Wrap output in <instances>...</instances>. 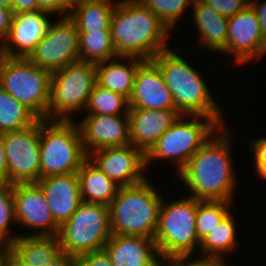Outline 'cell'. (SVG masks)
I'll return each instance as SVG.
<instances>
[{"instance_id": "cell-43", "label": "cell", "mask_w": 266, "mask_h": 266, "mask_svg": "<svg viewBox=\"0 0 266 266\" xmlns=\"http://www.w3.org/2000/svg\"><path fill=\"white\" fill-rule=\"evenodd\" d=\"M47 266H76V258L66 254L65 252H61Z\"/></svg>"}, {"instance_id": "cell-21", "label": "cell", "mask_w": 266, "mask_h": 266, "mask_svg": "<svg viewBox=\"0 0 266 266\" xmlns=\"http://www.w3.org/2000/svg\"><path fill=\"white\" fill-rule=\"evenodd\" d=\"M130 144L146 154L181 115L177 110L129 109Z\"/></svg>"}, {"instance_id": "cell-18", "label": "cell", "mask_w": 266, "mask_h": 266, "mask_svg": "<svg viewBox=\"0 0 266 266\" xmlns=\"http://www.w3.org/2000/svg\"><path fill=\"white\" fill-rule=\"evenodd\" d=\"M129 106L130 109L176 110L172 93L166 86L161 70L153 60H144L139 65L129 98Z\"/></svg>"}, {"instance_id": "cell-7", "label": "cell", "mask_w": 266, "mask_h": 266, "mask_svg": "<svg viewBox=\"0 0 266 266\" xmlns=\"http://www.w3.org/2000/svg\"><path fill=\"white\" fill-rule=\"evenodd\" d=\"M51 76L28 58L0 55V86L40 120H48Z\"/></svg>"}, {"instance_id": "cell-4", "label": "cell", "mask_w": 266, "mask_h": 266, "mask_svg": "<svg viewBox=\"0 0 266 266\" xmlns=\"http://www.w3.org/2000/svg\"><path fill=\"white\" fill-rule=\"evenodd\" d=\"M147 177L143 182L119 187L109 205L112 233L154 238L162 195Z\"/></svg>"}, {"instance_id": "cell-14", "label": "cell", "mask_w": 266, "mask_h": 266, "mask_svg": "<svg viewBox=\"0 0 266 266\" xmlns=\"http://www.w3.org/2000/svg\"><path fill=\"white\" fill-rule=\"evenodd\" d=\"M16 223L31 234L19 236H58L60 227L55 223L46 196L37 183L13 185ZM32 230L34 231L32 233Z\"/></svg>"}, {"instance_id": "cell-19", "label": "cell", "mask_w": 266, "mask_h": 266, "mask_svg": "<svg viewBox=\"0 0 266 266\" xmlns=\"http://www.w3.org/2000/svg\"><path fill=\"white\" fill-rule=\"evenodd\" d=\"M36 183L46 196L55 223L61 227L82 202L78 173L43 177Z\"/></svg>"}, {"instance_id": "cell-38", "label": "cell", "mask_w": 266, "mask_h": 266, "mask_svg": "<svg viewBox=\"0 0 266 266\" xmlns=\"http://www.w3.org/2000/svg\"><path fill=\"white\" fill-rule=\"evenodd\" d=\"M14 13L0 4V44L8 36Z\"/></svg>"}, {"instance_id": "cell-9", "label": "cell", "mask_w": 266, "mask_h": 266, "mask_svg": "<svg viewBox=\"0 0 266 266\" xmlns=\"http://www.w3.org/2000/svg\"><path fill=\"white\" fill-rule=\"evenodd\" d=\"M96 84L92 62L78 60L52 72L48 120H74L73 112L85 110Z\"/></svg>"}, {"instance_id": "cell-26", "label": "cell", "mask_w": 266, "mask_h": 266, "mask_svg": "<svg viewBox=\"0 0 266 266\" xmlns=\"http://www.w3.org/2000/svg\"><path fill=\"white\" fill-rule=\"evenodd\" d=\"M77 173L81 200L88 203H100L109 206L116 196L119 186L110 180L88 158L82 163Z\"/></svg>"}, {"instance_id": "cell-41", "label": "cell", "mask_w": 266, "mask_h": 266, "mask_svg": "<svg viewBox=\"0 0 266 266\" xmlns=\"http://www.w3.org/2000/svg\"><path fill=\"white\" fill-rule=\"evenodd\" d=\"M11 10L15 14L36 12L39 9L37 0H12Z\"/></svg>"}, {"instance_id": "cell-42", "label": "cell", "mask_w": 266, "mask_h": 266, "mask_svg": "<svg viewBox=\"0 0 266 266\" xmlns=\"http://www.w3.org/2000/svg\"><path fill=\"white\" fill-rule=\"evenodd\" d=\"M0 184H9V173L2 133H0Z\"/></svg>"}, {"instance_id": "cell-46", "label": "cell", "mask_w": 266, "mask_h": 266, "mask_svg": "<svg viewBox=\"0 0 266 266\" xmlns=\"http://www.w3.org/2000/svg\"><path fill=\"white\" fill-rule=\"evenodd\" d=\"M9 250V245L6 244H0V266H3L4 259Z\"/></svg>"}, {"instance_id": "cell-29", "label": "cell", "mask_w": 266, "mask_h": 266, "mask_svg": "<svg viewBox=\"0 0 266 266\" xmlns=\"http://www.w3.org/2000/svg\"><path fill=\"white\" fill-rule=\"evenodd\" d=\"M117 57L111 31L79 32V60L97 64Z\"/></svg>"}, {"instance_id": "cell-16", "label": "cell", "mask_w": 266, "mask_h": 266, "mask_svg": "<svg viewBox=\"0 0 266 266\" xmlns=\"http://www.w3.org/2000/svg\"><path fill=\"white\" fill-rule=\"evenodd\" d=\"M87 156L102 148L130 144L129 114L85 115L77 122Z\"/></svg>"}, {"instance_id": "cell-34", "label": "cell", "mask_w": 266, "mask_h": 266, "mask_svg": "<svg viewBox=\"0 0 266 266\" xmlns=\"http://www.w3.org/2000/svg\"><path fill=\"white\" fill-rule=\"evenodd\" d=\"M194 255L195 253H183L168 257L163 261V266H229L222 257L201 254L198 259L192 260Z\"/></svg>"}, {"instance_id": "cell-32", "label": "cell", "mask_w": 266, "mask_h": 266, "mask_svg": "<svg viewBox=\"0 0 266 266\" xmlns=\"http://www.w3.org/2000/svg\"><path fill=\"white\" fill-rule=\"evenodd\" d=\"M149 8L171 32L181 19L187 7L192 6L194 0H138ZM181 17V18H180Z\"/></svg>"}, {"instance_id": "cell-1", "label": "cell", "mask_w": 266, "mask_h": 266, "mask_svg": "<svg viewBox=\"0 0 266 266\" xmlns=\"http://www.w3.org/2000/svg\"><path fill=\"white\" fill-rule=\"evenodd\" d=\"M228 130L226 125L220 126L178 172L190 196L197 200H235L237 182Z\"/></svg>"}, {"instance_id": "cell-3", "label": "cell", "mask_w": 266, "mask_h": 266, "mask_svg": "<svg viewBox=\"0 0 266 266\" xmlns=\"http://www.w3.org/2000/svg\"><path fill=\"white\" fill-rule=\"evenodd\" d=\"M152 60L161 70L176 110L181 115H201L213 118L220 126L226 124L227 119H224L225 115L203 79V74L188 63L190 61L171 48L159 52Z\"/></svg>"}, {"instance_id": "cell-17", "label": "cell", "mask_w": 266, "mask_h": 266, "mask_svg": "<svg viewBox=\"0 0 266 266\" xmlns=\"http://www.w3.org/2000/svg\"><path fill=\"white\" fill-rule=\"evenodd\" d=\"M51 14L44 10L15 14L8 36L0 44V55L27 58L47 33Z\"/></svg>"}, {"instance_id": "cell-39", "label": "cell", "mask_w": 266, "mask_h": 266, "mask_svg": "<svg viewBox=\"0 0 266 266\" xmlns=\"http://www.w3.org/2000/svg\"><path fill=\"white\" fill-rule=\"evenodd\" d=\"M248 144L254 154L253 163H266V137L260 136L256 140H250Z\"/></svg>"}, {"instance_id": "cell-20", "label": "cell", "mask_w": 266, "mask_h": 266, "mask_svg": "<svg viewBox=\"0 0 266 266\" xmlns=\"http://www.w3.org/2000/svg\"><path fill=\"white\" fill-rule=\"evenodd\" d=\"M104 250L113 266H163L154 238L113 233Z\"/></svg>"}, {"instance_id": "cell-45", "label": "cell", "mask_w": 266, "mask_h": 266, "mask_svg": "<svg viewBox=\"0 0 266 266\" xmlns=\"http://www.w3.org/2000/svg\"><path fill=\"white\" fill-rule=\"evenodd\" d=\"M254 165L256 171L255 174L266 181V163H254Z\"/></svg>"}, {"instance_id": "cell-31", "label": "cell", "mask_w": 266, "mask_h": 266, "mask_svg": "<svg viewBox=\"0 0 266 266\" xmlns=\"http://www.w3.org/2000/svg\"><path fill=\"white\" fill-rule=\"evenodd\" d=\"M233 201L198 200L196 232L201 241L231 212Z\"/></svg>"}, {"instance_id": "cell-5", "label": "cell", "mask_w": 266, "mask_h": 266, "mask_svg": "<svg viewBox=\"0 0 266 266\" xmlns=\"http://www.w3.org/2000/svg\"><path fill=\"white\" fill-rule=\"evenodd\" d=\"M87 158L77 120H40L41 178L77 173Z\"/></svg>"}, {"instance_id": "cell-47", "label": "cell", "mask_w": 266, "mask_h": 266, "mask_svg": "<svg viewBox=\"0 0 266 266\" xmlns=\"http://www.w3.org/2000/svg\"><path fill=\"white\" fill-rule=\"evenodd\" d=\"M0 4L11 9L12 7V0H0Z\"/></svg>"}, {"instance_id": "cell-27", "label": "cell", "mask_w": 266, "mask_h": 266, "mask_svg": "<svg viewBox=\"0 0 266 266\" xmlns=\"http://www.w3.org/2000/svg\"><path fill=\"white\" fill-rule=\"evenodd\" d=\"M236 219L233 212L229 213L223 221L204 237L199 246L200 253L225 258V253L237 249Z\"/></svg>"}, {"instance_id": "cell-33", "label": "cell", "mask_w": 266, "mask_h": 266, "mask_svg": "<svg viewBox=\"0 0 266 266\" xmlns=\"http://www.w3.org/2000/svg\"><path fill=\"white\" fill-rule=\"evenodd\" d=\"M17 224L14 211L13 185L0 184V242L10 245L19 237V233H13L10 228Z\"/></svg>"}, {"instance_id": "cell-13", "label": "cell", "mask_w": 266, "mask_h": 266, "mask_svg": "<svg viewBox=\"0 0 266 266\" xmlns=\"http://www.w3.org/2000/svg\"><path fill=\"white\" fill-rule=\"evenodd\" d=\"M223 53L233 56V62L237 66L246 65L253 60L260 61L266 54V41L251 5L228 18L227 40Z\"/></svg>"}, {"instance_id": "cell-23", "label": "cell", "mask_w": 266, "mask_h": 266, "mask_svg": "<svg viewBox=\"0 0 266 266\" xmlns=\"http://www.w3.org/2000/svg\"><path fill=\"white\" fill-rule=\"evenodd\" d=\"M143 61L134 57H117L97 63V85L125 96L129 100L136 71Z\"/></svg>"}, {"instance_id": "cell-44", "label": "cell", "mask_w": 266, "mask_h": 266, "mask_svg": "<svg viewBox=\"0 0 266 266\" xmlns=\"http://www.w3.org/2000/svg\"><path fill=\"white\" fill-rule=\"evenodd\" d=\"M3 266H28L18 259L10 250H8Z\"/></svg>"}, {"instance_id": "cell-36", "label": "cell", "mask_w": 266, "mask_h": 266, "mask_svg": "<svg viewBox=\"0 0 266 266\" xmlns=\"http://www.w3.org/2000/svg\"><path fill=\"white\" fill-rule=\"evenodd\" d=\"M76 266H113L107 252L102 249L76 258Z\"/></svg>"}, {"instance_id": "cell-28", "label": "cell", "mask_w": 266, "mask_h": 266, "mask_svg": "<svg viewBox=\"0 0 266 266\" xmlns=\"http://www.w3.org/2000/svg\"><path fill=\"white\" fill-rule=\"evenodd\" d=\"M39 118L0 86V133L33 126Z\"/></svg>"}, {"instance_id": "cell-8", "label": "cell", "mask_w": 266, "mask_h": 266, "mask_svg": "<svg viewBox=\"0 0 266 266\" xmlns=\"http://www.w3.org/2000/svg\"><path fill=\"white\" fill-rule=\"evenodd\" d=\"M197 209L198 200L190 195L168 203L162 199L154 240L163 261L177 254L199 250L201 241L196 232Z\"/></svg>"}, {"instance_id": "cell-37", "label": "cell", "mask_w": 266, "mask_h": 266, "mask_svg": "<svg viewBox=\"0 0 266 266\" xmlns=\"http://www.w3.org/2000/svg\"><path fill=\"white\" fill-rule=\"evenodd\" d=\"M39 9L59 14L57 16H68L74 0H37Z\"/></svg>"}, {"instance_id": "cell-22", "label": "cell", "mask_w": 266, "mask_h": 266, "mask_svg": "<svg viewBox=\"0 0 266 266\" xmlns=\"http://www.w3.org/2000/svg\"><path fill=\"white\" fill-rule=\"evenodd\" d=\"M191 8L192 20L197 33H199L197 46H203L213 53L221 52L222 54L226 46L228 18L218 14L201 0H194Z\"/></svg>"}, {"instance_id": "cell-6", "label": "cell", "mask_w": 266, "mask_h": 266, "mask_svg": "<svg viewBox=\"0 0 266 266\" xmlns=\"http://www.w3.org/2000/svg\"><path fill=\"white\" fill-rule=\"evenodd\" d=\"M219 127L213 118L180 115L145 154L146 169L155 160L168 159L178 173Z\"/></svg>"}, {"instance_id": "cell-24", "label": "cell", "mask_w": 266, "mask_h": 266, "mask_svg": "<svg viewBox=\"0 0 266 266\" xmlns=\"http://www.w3.org/2000/svg\"><path fill=\"white\" fill-rule=\"evenodd\" d=\"M9 250L28 266H47L62 252L57 236H19Z\"/></svg>"}, {"instance_id": "cell-11", "label": "cell", "mask_w": 266, "mask_h": 266, "mask_svg": "<svg viewBox=\"0 0 266 266\" xmlns=\"http://www.w3.org/2000/svg\"><path fill=\"white\" fill-rule=\"evenodd\" d=\"M58 19V20H57ZM27 57L33 64L51 72L79 60V30L69 16H60Z\"/></svg>"}, {"instance_id": "cell-35", "label": "cell", "mask_w": 266, "mask_h": 266, "mask_svg": "<svg viewBox=\"0 0 266 266\" xmlns=\"http://www.w3.org/2000/svg\"><path fill=\"white\" fill-rule=\"evenodd\" d=\"M224 17H232L250 5V0H201Z\"/></svg>"}, {"instance_id": "cell-30", "label": "cell", "mask_w": 266, "mask_h": 266, "mask_svg": "<svg viewBox=\"0 0 266 266\" xmlns=\"http://www.w3.org/2000/svg\"><path fill=\"white\" fill-rule=\"evenodd\" d=\"M129 100L111 90L95 85L83 112L86 115H118L129 112Z\"/></svg>"}, {"instance_id": "cell-12", "label": "cell", "mask_w": 266, "mask_h": 266, "mask_svg": "<svg viewBox=\"0 0 266 266\" xmlns=\"http://www.w3.org/2000/svg\"><path fill=\"white\" fill-rule=\"evenodd\" d=\"M9 184L36 183L40 170V119L28 128L3 133Z\"/></svg>"}, {"instance_id": "cell-10", "label": "cell", "mask_w": 266, "mask_h": 266, "mask_svg": "<svg viewBox=\"0 0 266 266\" xmlns=\"http://www.w3.org/2000/svg\"><path fill=\"white\" fill-rule=\"evenodd\" d=\"M112 234L109 206L82 201L57 237L62 252L77 258L104 249Z\"/></svg>"}, {"instance_id": "cell-40", "label": "cell", "mask_w": 266, "mask_h": 266, "mask_svg": "<svg viewBox=\"0 0 266 266\" xmlns=\"http://www.w3.org/2000/svg\"><path fill=\"white\" fill-rule=\"evenodd\" d=\"M250 5L256 12L263 38L266 41V0H250Z\"/></svg>"}, {"instance_id": "cell-25", "label": "cell", "mask_w": 266, "mask_h": 266, "mask_svg": "<svg viewBox=\"0 0 266 266\" xmlns=\"http://www.w3.org/2000/svg\"><path fill=\"white\" fill-rule=\"evenodd\" d=\"M117 2L111 0H74L69 17L79 32L111 31V18Z\"/></svg>"}, {"instance_id": "cell-2", "label": "cell", "mask_w": 266, "mask_h": 266, "mask_svg": "<svg viewBox=\"0 0 266 266\" xmlns=\"http://www.w3.org/2000/svg\"><path fill=\"white\" fill-rule=\"evenodd\" d=\"M110 29L118 57L152 60L170 48L167 39L171 32L138 0H118Z\"/></svg>"}, {"instance_id": "cell-15", "label": "cell", "mask_w": 266, "mask_h": 266, "mask_svg": "<svg viewBox=\"0 0 266 266\" xmlns=\"http://www.w3.org/2000/svg\"><path fill=\"white\" fill-rule=\"evenodd\" d=\"M88 159L119 187L141 183L148 177L145 154L132 144L98 149Z\"/></svg>"}]
</instances>
